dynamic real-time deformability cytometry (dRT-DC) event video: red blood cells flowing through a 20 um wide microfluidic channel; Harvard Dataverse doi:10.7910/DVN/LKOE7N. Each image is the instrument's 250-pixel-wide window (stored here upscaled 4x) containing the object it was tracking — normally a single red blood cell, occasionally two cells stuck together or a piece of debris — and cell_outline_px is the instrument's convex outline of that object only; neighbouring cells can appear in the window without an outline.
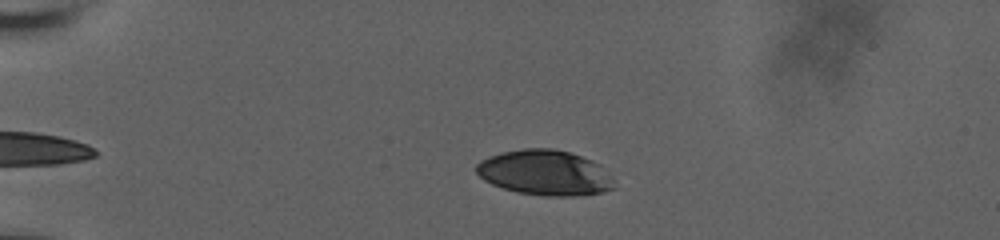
{"species": "human", "species_latin": "Homo sapiens", "temperature_condition": "room temperature", "stored_images_in_passage": 49, "camera_frame_rate_fps": 3000, "um_per_image_px": 0.085, "donor": {"sex": "male"}, "frame": {"image": 1, "passage_image": 6, "time_ms": 1.667, "image_size_px": [1000, 240], "cell_outline_px": [[616, 188], [604, 192], [584, 196], [544, 196], [516, 192], [492, 184], [484, 180], [476, 172], [476, 164], [480, 160], [488, 156], [504, 152], [524, 148], [552, 148], [568, 152], [592, 160], [600, 164], [612, 176]], "centroid_in_image_um": [46.36, 14.7], "position_along_channel_um": 38.6, "area_um2": 36.7}}
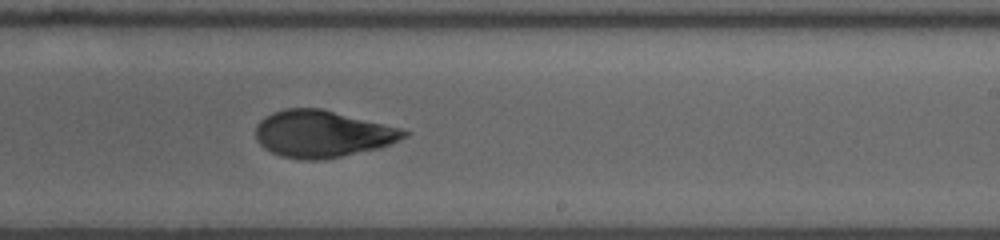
{"frame": {"image": 2, "passage_image": 29, "time_ms": 9.333, "image_size_px": [1000, 240], "cell_outline_px": [[408, 136], [380, 148], [324, 160], [304, 160], [280, 156], [264, 148], [256, 140], [256, 124], [264, 116], [272, 112], [284, 108], [320, 108], [400, 128], [408, 132]], "centroid_in_image_um": [27.36, 11.38], "position_along_channel_um": 261.6, "area_um2": 40.58}}
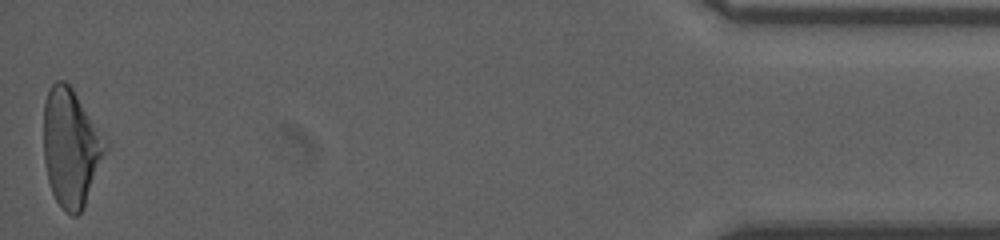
{"frame": {"image": 3, "passage_image": 49, "time_ms": 16.0, "image_size_px": [1000, 240], "cell_outline_px": [[112, 144], [84, 208], [76, 216], [72, 216], [64, 212], [56, 200], [52, 192], [48, 180], [44, 160], [44, 104], [48, 92], [52, 84], [56, 80], [64, 80], [72, 88]], "centroid_in_image_um": [6.1, 12.57], "position_along_channel_um": 429.1, "area_um2": 43.58}, "authors_computed_cell_mechanics": {"area_um2": 40.2866, "velocity_mm_per_s": 3.7352, "shape_relaxation_time_tau1_ms": 7.312, "shape_relaxation_time_tau2_ms": 2.2164, "deformation_change_tau1": 0.2053, "deformation_change_tau2": 0.0725}}